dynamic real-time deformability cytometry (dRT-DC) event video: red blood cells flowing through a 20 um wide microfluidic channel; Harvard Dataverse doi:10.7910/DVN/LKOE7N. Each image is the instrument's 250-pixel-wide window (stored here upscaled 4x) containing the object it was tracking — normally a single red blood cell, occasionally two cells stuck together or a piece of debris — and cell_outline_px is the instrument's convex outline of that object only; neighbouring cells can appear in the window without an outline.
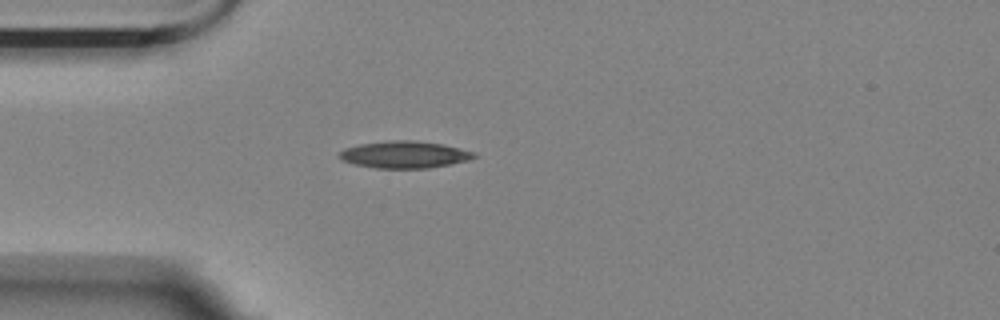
{"species": "Egyptian fruit bat (a non-hibernating species)", "species_latin": "Rousettus aegyptiacus", "temperature_condition": "room temperature", "stored_images_in_passage": 3, "camera_frame_rate_fps": 3000, "um_per_image_px": 0.085, "animal": {"sex": "female"}, "frame": {"image": 1, "passage_image": 2, "time_ms": 0.333, "image_size_px": [1000, 320], "cell_outline_px": [[476, 156], [468, 160], [428, 168], [376, 168], [356, 164], [340, 160], [340, 152], [344, 148], [360, 144], [388, 140], [416, 140], [444, 144], [476, 152]], "centroid_in_image_um": [34.38, 13.13], "position_along_channel_um": 50.6, "area_um2": 21.15}}